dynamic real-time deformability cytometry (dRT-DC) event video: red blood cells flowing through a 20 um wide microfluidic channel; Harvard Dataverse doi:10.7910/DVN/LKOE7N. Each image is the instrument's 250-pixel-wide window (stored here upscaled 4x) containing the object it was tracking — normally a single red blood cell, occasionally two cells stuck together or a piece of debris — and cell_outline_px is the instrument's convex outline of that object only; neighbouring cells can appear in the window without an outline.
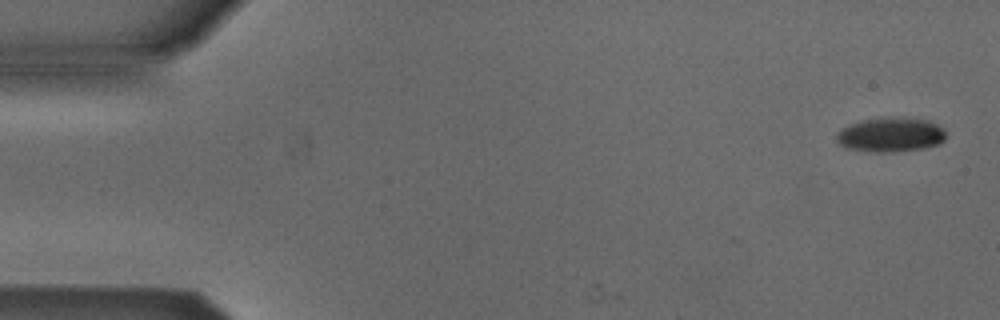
{"species": "Egyptian fruit bat (a non-hibernating species)", "species_latin": "Rousettus aegyptiacus", "temperature_condition": "cold", "stored_images_in_passage": 5, "camera_frame_rate_fps": 3000, "um_per_image_px": 0.085, "animal": {"sex": "male"}, "frame": {"image": 1, "passage_image": 1, "time_ms": 0.0, "image_size_px": [1000, 320], "cell_outline_px": [[944, 140], [940, 144], [920, 148], [884, 152], [876, 152], [844, 148], [836, 140], [836, 132], [840, 128], [848, 124], [860, 120], [900, 116], [904, 116], [928, 120], [936, 124], [944, 132]], "centroid_in_image_um": [75.63, 11.42], "position_along_channel_um": 9.4, "area_um2": 22.02}}
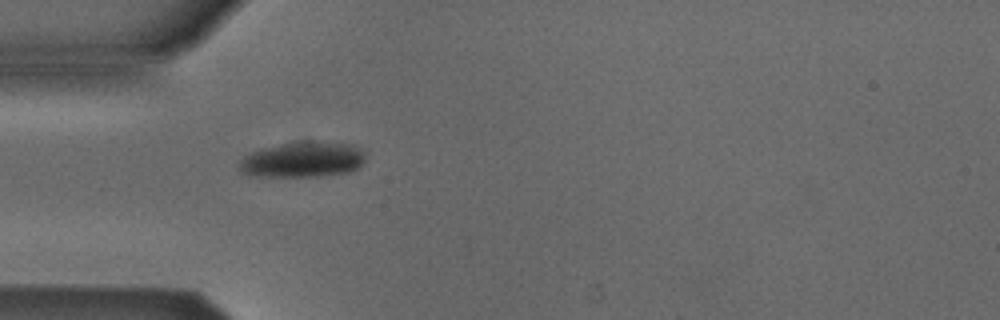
{"frame": {"image": 2, "passage_image": 5, "time_ms": 1.333, "image_size_px": [1000, 320], "cell_outline_px": [[364, 160], [360, 168], [348, 172], [324, 176], [248, 176], [240, 172], [236, 164], [244, 156], [260, 148], [300, 140], [312, 140], [352, 144], [360, 148], [364, 152]], "centroid_in_image_um": [25.71, 13.55], "position_along_channel_um": 59.3, "area_um2": 26.82}}